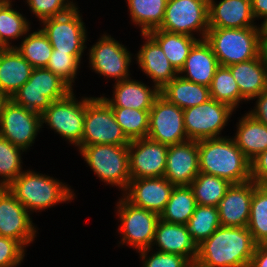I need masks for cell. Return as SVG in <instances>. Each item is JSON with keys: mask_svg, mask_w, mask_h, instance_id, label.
<instances>
[{"mask_svg": "<svg viewBox=\"0 0 267 267\" xmlns=\"http://www.w3.org/2000/svg\"><path fill=\"white\" fill-rule=\"evenodd\" d=\"M256 243L247 227L220 226L198 245L203 267H250Z\"/></svg>", "mask_w": 267, "mask_h": 267, "instance_id": "1", "label": "cell"}, {"mask_svg": "<svg viewBox=\"0 0 267 267\" xmlns=\"http://www.w3.org/2000/svg\"><path fill=\"white\" fill-rule=\"evenodd\" d=\"M266 191H267V185H265V186H262Z\"/></svg>", "mask_w": 267, "mask_h": 267, "instance_id": "54", "label": "cell"}, {"mask_svg": "<svg viewBox=\"0 0 267 267\" xmlns=\"http://www.w3.org/2000/svg\"><path fill=\"white\" fill-rule=\"evenodd\" d=\"M116 208L118 221L120 220L118 231L122 236L119 244H128L137 249V252L151 248L160 215L132 205L123 196Z\"/></svg>", "mask_w": 267, "mask_h": 267, "instance_id": "9", "label": "cell"}, {"mask_svg": "<svg viewBox=\"0 0 267 267\" xmlns=\"http://www.w3.org/2000/svg\"><path fill=\"white\" fill-rule=\"evenodd\" d=\"M77 149L102 182L126 191L131 180L128 145L96 144Z\"/></svg>", "mask_w": 267, "mask_h": 267, "instance_id": "5", "label": "cell"}, {"mask_svg": "<svg viewBox=\"0 0 267 267\" xmlns=\"http://www.w3.org/2000/svg\"><path fill=\"white\" fill-rule=\"evenodd\" d=\"M147 138L167 146L188 141L183 109L170 103L160 94L149 111Z\"/></svg>", "mask_w": 267, "mask_h": 267, "instance_id": "15", "label": "cell"}, {"mask_svg": "<svg viewBox=\"0 0 267 267\" xmlns=\"http://www.w3.org/2000/svg\"><path fill=\"white\" fill-rule=\"evenodd\" d=\"M251 180L259 186L267 185V149L251 161Z\"/></svg>", "mask_w": 267, "mask_h": 267, "instance_id": "45", "label": "cell"}, {"mask_svg": "<svg viewBox=\"0 0 267 267\" xmlns=\"http://www.w3.org/2000/svg\"><path fill=\"white\" fill-rule=\"evenodd\" d=\"M154 246L159 252L185 256L190 261L196 260L198 255V246L186 225L167 223L161 219L157 223L151 248L154 249Z\"/></svg>", "mask_w": 267, "mask_h": 267, "instance_id": "24", "label": "cell"}, {"mask_svg": "<svg viewBox=\"0 0 267 267\" xmlns=\"http://www.w3.org/2000/svg\"><path fill=\"white\" fill-rule=\"evenodd\" d=\"M24 151L0 136V187H8L24 171L21 160Z\"/></svg>", "mask_w": 267, "mask_h": 267, "instance_id": "40", "label": "cell"}, {"mask_svg": "<svg viewBox=\"0 0 267 267\" xmlns=\"http://www.w3.org/2000/svg\"><path fill=\"white\" fill-rule=\"evenodd\" d=\"M131 179L164 177L168 146L149 138L128 144Z\"/></svg>", "mask_w": 267, "mask_h": 267, "instance_id": "17", "label": "cell"}, {"mask_svg": "<svg viewBox=\"0 0 267 267\" xmlns=\"http://www.w3.org/2000/svg\"><path fill=\"white\" fill-rule=\"evenodd\" d=\"M236 126V134L232 138L250 161L267 149V125L245 113Z\"/></svg>", "mask_w": 267, "mask_h": 267, "instance_id": "28", "label": "cell"}, {"mask_svg": "<svg viewBox=\"0 0 267 267\" xmlns=\"http://www.w3.org/2000/svg\"><path fill=\"white\" fill-rule=\"evenodd\" d=\"M217 3L209 0V28L262 27L254 22L251 0H220Z\"/></svg>", "mask_w": 267, "mask_h": 267, "instance_id": "22", "label": "cell"}, {"mask_svg": "<svg viewBox=\"0 0 267 267\" xmlns=\"http://www.w3.org/2000/svg\"><path fill=\"white\" fill-rule=\"evenodd\" d=\"M209 90L211 99L225 103L234 110L239 108L243 100L246 101L241 96L238 84L227 66L220 65L217 68Z\"/></svg>", "mask_w": 267, "mask_h": 267, "instance_id": "36", "label": "cell"}, {"mask_svg": "<svg viewBox=\"0 0 267 267\" xmlns=\"http://www.w3.org/2000/svg\"><path fill=\"white\" fill-rule=\"evenodd\" d=\"M227 67L238 84L241 96L247 102L267 90L266 51L257 58Z\"/></svg>", "mask_w": 267, "mask_h": 267, "instance_id": "25", "label": "cell"}, {"mask_svg": "<svg viewBox=\"0 0 267 267\" xmlns=\"http://www.w3.org/2000/svg\"><path fill=\"white\" fill-rule=\"evenodd\" d=\"M78 5L65 14L41 21L40 28L53 49L69 54H84L87 48V29ZM81 15V16H80Z\"/></svg>", "mask_w": 267, "mask_h": 267, "instance_id": "11", "label": "cell"}, {"mask_svg": "<svg viewBox=\"0 0 267 267\" xmlns=\"http://www.w3.org/2000/svg\"><path fill=\"white\" fill-rule=\"evenodd\" d=\"M9 100V98L0 91V117L4 108L5 103Z\"/></svg>", "mask_w": 267, "mask_h": 267, "instance_id": "49", "label": "cell"}, {"mask_svg": "<svg viewBox=\"0 0 267 267\" xmlns=\"http://www.w3.org/2000/svg\"><path fill=\"white\" fill-rule=\"evenodd\" d=\"M160 94L183 110L211 99L209 87L184 79L179 74L160 90Z\"/></svg>", "mask_w": 267, "mask_h": 267, "instance_id": "29", "label": "cell"}, {"mask_svg": "<svg viewBox=\"0 0 267 267\" xmlns=\"http://www.w3.org/2000/svg\"><path fill=\"white\" fill-rule=\"evenodd\" d=\"M32 14L41 22L44 19L67 13L76 5L73 0H26Z\"/></svg>", "mask_w": 267, "mask_h": 267, "instance_id": "42", "label": "cell"}, {"mask_svg": "<svg viewBox=\"0 0 267 267\" xmlns=\"http://www.w3.org/2000/svg\"><path fill=\"white\" fill-rule=\"evenodd\" d=\"M255 99L257 100L254 109L248 111V113L261 123L267 125V90L256 96Z\"/></svg>", "mask_w": 267, "mask_h": 267, "instance_id": "46", "label": "cell"}, {"mask_svg": "<svg viewBox=\"0 0 267 267\" xmlns=\"http://www.w3.org/2000/svg\"><path fill=\"white\" fill-rule=\"evenodd\" d=\"M145 43L141 45L136 55V63L139 69L153 81L160 90L173 78L178 72L165 56L160 45L148 34L141 33Z\"/></svg>", "mask_w": 267, "mask_h": 267, "instance_id": "21", "label": "cell"}, {"mask_svg": "<svg viewBox=\"0 0 267 267\" xmlns=\"http://www.w3.org/2000/svg\"><path fill=\"white\" fill-rule=\"evenodd\" d=\"M8 0H0V8L7 2Z\"/></svg>", "mask_w": 267, "mask_h": 267, "instance_id": "52", "label": "cell"}, {"mask_svg": "<svg viewBox=\"0 0 267 267\" xmlns=\"http://www.w3.org/2000/svg\"><path fill=\"white\" fill-rule=\"evenodd\" d=\"M198 150L200 172L226 179L231 184L251 180V161L232 137L198 140Z\"/></svg>", "mask_w": 267, "mask_h": 267, "instance_id": "2", "label": "cell"}, {"mask_svg": "<svg viewBox=\"0 0 267 267\" xmlns=\"http://www.w3.org/2000/svg\"><path fill=\"white\" fill-rule=\"evenodd\" d=\"M265 51L267 53V43H264Z\"/></svg>", "mask_w": 267, "mask_h": 267, "instance_id": "53", "label": "cell"}, {"mask_svg": "<svg viewBox=\"0 0 267 267\" xmlns=\"http://www.w3.org/2000/svg\"><path fill=\"white\" fill-rule=\"evenodd\" d=\"M89 50V67L100 76L116 82L130 78L132 54L111 35L103 34Z\"/></svg>", "mask_w": 267, "mask_h": 267, "instance_id": "13", "label": "cell"}, {"mask_svg": "<svg viewBox=\"0 0 267 267\" xmlns=\"http://www.w3.org/2000/svg\"><path fill=\"white\" fill-rule=\"evenodd\" d=\"M155 251L152 248L138 251L142 260V267H184L190 261L185 256ZM148 254L151 255L148 256Z\"/></svg>", "mask_w": 267, "mask_h": 267, "instance_id": "43", "label": "cell"}, {"mask_svg": "<svg viewBox=\"0 0 267 267\" xmlns=\"http://www.w3.org/2000/svg\"><path fill=\"white\" fill-rule=\"evenodd\" d=\"M26 248L19 242L0 236V267H17L25 257Z\"/></svg>", "mask_w": 267, "mask_h": 267, "instance_id": "44", "label": "cell"}, {"mask_svg": "<svg viewBox=\"0 0 267 267\" xmlns=\"http://www.w3.org/2000/svg\"><path fill=\"white\" fill-rule=\"evenodd\" d=\"M41 114L16 104L9 99L3 108L0 117V136L14 146L25 150L35 142L40 132Z\"/></svg>", "mask_w": 267, "mask_h": 267, "instance_id": "14", "label": "cell"}, {"mask_svg": "<svg viewBox=\"0 0 267 267\" xmlns=\"http://www.w3.org/2000/svg\"><path fill=\"white\" fill-rule=\"evenodd\" d=\"M197 203L189 185L174 186L160 219L167 223L186 225Z\"/></svg>", "mask_w": 267, "mask_h": 267, "instance_id": "31", "label": "cell"}, {"mask_svg": "<svg viewBox=\"0 0 267 267\" xmlns=\"http://www.w3.org/2000/svg\"><path fill=\"white\" fill-rule=\"evenodd\" d=\"M34 67L16 48L0 50V91L9 99L29 80Z\"/></svg>", "mask_w": 267, "mask_h": 267, "instance_id": "27", "label": "cell"}, {"mask_svg": "<svg viewBox=\"0 0 267 267\" xmlns=\"http://www.w3.org/2000/svg\"><path fill=\"white\" fill-rule=\"evenodd\" d=\"M220 226L218 207L199 204L186 223L189 235L197 246L208 239Z\"/></svg>", "mask_w": 267, "mask_h": 267, "instance_id": "37", "label": "cell"}, {"mask_svg": "<svg viewBox=\"0 0 267 267\" xmlns=\"http://www.w3.org/2000/svg\"><path fill=\"white\" fill-rule=\"evenodd\" d=\"M199 170L198 141L168 146L164 177L175 186L190 185Z\"/></svg>", "mask_w": 267, "mask_h": 267, "instance_id": "19", "label": "cell"}, {"mask_svg": "<svg viewBox=\"0 0 267 267\" xmlns=\"http://www.w3.org/2000/svg\"><path fill=\"white\" fill-rule=\"evenodd\" d=\"M130 140L116 122L112 108L102 96L93 97L85 105L82 141L78 146L96 144L128 145Z\"/></svg>", "mask_w": 267, "mask_h": 267, "instance_id": "8", "label": "cell"}, {"mask_svg": "<svg viewBox=\"0 0 267 267\" xmlns=\"http://www.w3.org/2000/svg\"><path fill=\"white\" fill-rule=\"evenodd\" d=\"M219 66L211 45L202 39L193 45L178 74L184 79L209 87Z\"/></svg>", "mask_w": 267, "mask_h": 267, "instance_id": "26", "label": "cell"}, {"mask_svg": "<svg viewBox=\"0 0 267 267\" xmlns=\"http://www.w3.org/2000/svg\"><path fill=\"white\" fill-rule=\"evenodd\" d=\"M189 186L197 204L218 207L231 183L218 176L200 172Z\"/></svg>", "mask_w": 267, "mask_h": 267, "instance_id": "33", "label": "cell"}, {"mask_svg": "<svg viewBox=\"0 0 267 267\" xmlns=\"http://www.w3.org/2000/svg\"><path fill=\"white\" fill-rule=\"evenodd\" d=\"M257 186L253 180L231 184L218 205L221 226L247 227L253 191Z\"/></svg>", "mask_w": 267, "mask_h": 267, "instance_id": "20", "label": "cell"}, {"mask_svg": "<svg viewBox=\"0 0 267 267\" xmlns=\"http://www.w3.org/2000/svg\"><path fill=\"white\" fill-rule=\"evenodd\" d=\"M70 187L53 177L28 169L7 188L31 214L75 199Z\"/></svg>", "mask_w": 267, "mask_h": 267, "instance_id": "3", "label": "cell"}, {"mask_svg": "<svg viewBox=\"0 0 267 267\" xmlns=\"http://www.w3.org/2000/svg\"><path fill=\"white\" fill-rule=\"evenodd\" d=\"M73 89L47 68H34L29 80L12 96L26 109L42 114L53 101L65 98Z\"/></svg>", "mask_w": 267, "mask_h": 267, "instance_id": "6", "label": "cell"}, {"mask_svg": "<svg viewBox=\"0 0 267 267\" xmlns=\"http://www.w3.org/2000/svg\"><path fill=\"white\" fill-rule=\"evenodd\" d=\"M184 267H203L197 260L189 261Z\"/></svg>", "mask_w": 267, "mask_h": 267, "instance_id": "51", "label": "cell"}, {"mask_svg": "<svg viewBox=\"0 0 267 267\" xmlns=\"http://www.w3.org/2000/svg\"><path fill=\"white\" fill-rule=\"evenodd\" d=\"M252 13L255 20L263 19L261 25L267 20V0H251Z\"/></svg>", "mask_w": 267, "mask_h": 267, "instance_id": "48", "label": "cell"}, {"mask_svg": "<svg viewBox=\"0 0 267 267\" xmlns=\"http://www.w3.org/2000/svg\"><path fill=\"white\" fill-rule=\"evenodd\" d=\"M18 10L13 9L12 0H8L0 8V46L15 48L13 40L25 37L31 31V23ZM11 41V42H10Z\"/></svg>", "mask_w": 267, "mask_h": 267, "instance_id": "34", "label": "cell"}, {"mask_svg": "<svg viewBox=\"0 0 267 267\" xmlns=\"http://www.w3.org/2000/svg\"><path fill=\"white\" fill-rule=\"evenodd\" d=\"M205 40L221 66L252 60L265 51L262 27L209 28Z\"/></svg>", "mask_w": 267, "mask_h": 267, "instance_id": "4", "label": "cell"}, {"mask_svg": "<svg viewBox=\"0 0 267 267\" xmlns=\"http://www.w3.org/2000/svg\"><path fill=\"white\" fill-rule=\"evenodd\" d=\"M168 0H126L132 23L141 33L161 26Z\"/></svg>", "mask_w": 267, "mask_h": 267, "instance_id": "32", "label": "cell"}, {"mask_svg": "<svg viewBox=\"0 0 267 267\" xmlns=\"http://www.w3.org/2000/svg\"><path fill=\"white\" fill-rule=\"evenodd\" d=\"M83 54H69L53 49L46 66L48 70L58 75L72 89L78 74Z\"/></svg>", "mask_w": 267, "mask_h": 267, "instance_id": "41", "label": "cell"}, {"mask_svg": "<svg viewBox=\"0 0 267 267\" xmlns=\"http://www.w3.org/2000/svg\"><path fill=\"white\" fill-rule=\"evenodd\" d=\"M148 34L160 45L165 56L178 73L183 68L191 48L200 40V38L158 28L149 31Z\"/></svg>", "mask_w": 267, "mask_h": 267, "instance_id": "30", "label": "cell"}, {"mask_svg": "<svg viewBox=\"0 0 267 267\" xmlns=\"http://www.w3.org/2000/svg\"><path fill=\"white\" fill-rule=\"evenodd\" d=\"M234 111L229 105L214 99L184 109L183 120L188 140L225 137L219 135Z\"/></svg>", "mask_w": 267, "mask_h": 267, "instance_id": "12", "label": "cell"}, {"mask_svg": "<svg viewBox=\"0 0 267 267\" xmlns=\"http://www.w3.org/2000/svg\"><path fill=\"white\" fill-rule=\"evenodd\" d=\"M250 267H267V243L256 245Z\"/></svg>", "mask_w": 267, "mask_h": 267, "instance_id": "47", "label": "cell"}, {"mask_svg": "<svg viewBox=\"0 0 267 267\" xmlns=\"http://www.w3.org/2000/svg\"><path fill=\"white\" fill-rule=\"evenodd\" d=\"M261 26H262L263 43H267V20Z\"/></svg>", "mask_w": 267, "mask_h": 267, "instance_id": "50", "label": "cell"}, {"mask_svg": "<svg viewBox=\"0 0 267 267\" xmlns=\"http://www.w3.org/2000/svg\"><path fill=\"white\" fill-rule=\"evenodd\" d=\"M18 46V47H17ZM15 45L17 51L34 67L46 68L53 52L48 37L41 29L27 33L21 44Z\"/></svg>", "mask_w": 267, "mask_h": 267, "instance_id": "35", "label": "cell"}, {"mask_svg": "<svg viewBox=\"0 0 267 267\" xmlns=\"http://www.w3.org/2000/svg\"><path fill=\"white\" fill-rule=\"evenodd\" d=\"M116 122L129 140L146 138L149 129V111L111 107Z\"/></svg>", "mask_w": 267, "mask_h": 267, "instance_id": "38", "label": "cell"}, {"mask_svg": "<svg viewBox=\"0 0 267 267\" xmlns=\"http://www.w3.org/2000/svg\"><path fill=\"white\" fill-rule=\"evenodd\" d=\"M174 186L165 177L131 179L122 196L132 205L160 215Z\"/></svg>", "mask_w": 267, "mask_h": 267, "instance_id": "18", "label": "cell"}, {"mask_svg": "<svg viewBox=\"0 0 267 267\" xmlns=\"http://www.w3.org/2000/svg\"><path fill=\"white\" fill-rule=\"evenodd\" d=\"M247 228L256 244L267 243V191L259 185L253 191Z\"/></svg>", "mask_w": 267, "mask_h": 267, "instance_id": "39", "label": "cell"}, {"mask_svg": "<svg viewBox=\"0 0 267 267\" xmlns=\"http://www.w3.org/2000/svg\"><path fill=\"white\" fill-rule=\"evenodd\" d=\"M30 215L7 187H0V236L28 247L38 233Z\"/></svg>", "mask_w": 267, "mask_h": 267, "instance_id": "16", "label": "cell"}, {"mask_svg": "<svg viewBox=\"0 0 267 267\" xmlns=\"http://www.w3.org/2000/svg\"><path fill=\"white\" fill-rule=\"evenodd\" d=\"M209 0H168L160 30L205 39L209 29Z\"/></svg>", "mask_w": 267, "mask_h": 267, "instance_id": "10", "label": "cell"}, {"mask_svg": "<svg viewBox=\"0 0 267 267\" xmlns=\"http://www.w3.org/2000/svg\"><path fill=\"white\" fill-rule=\"evenodd\" d=\"M70 92L65 98L53 101L41 114V126L45 123L55 133L77 147L83 136L85 105L93 97H82L80 101Z\"/></svg>", "mask_w": 267, "mask_h": 267, "instance_id": "7", "label": "cell"}, {"mask_svg": "<svg viewBox=\"0 0 267 267\" xmlns=\"http://www.w3.org/2000/svg\"><path fill=\"white\" fill-rule=\"evenodd\" d=\"M132 77L115 82L112 98L102 97L110 107H122L138 110H150L160 89L152 84V88Z\"/></svg>", "mask_w": 267, "mask_h": 267, "instance_id": "23", "label": "cell"}]
</instances>
